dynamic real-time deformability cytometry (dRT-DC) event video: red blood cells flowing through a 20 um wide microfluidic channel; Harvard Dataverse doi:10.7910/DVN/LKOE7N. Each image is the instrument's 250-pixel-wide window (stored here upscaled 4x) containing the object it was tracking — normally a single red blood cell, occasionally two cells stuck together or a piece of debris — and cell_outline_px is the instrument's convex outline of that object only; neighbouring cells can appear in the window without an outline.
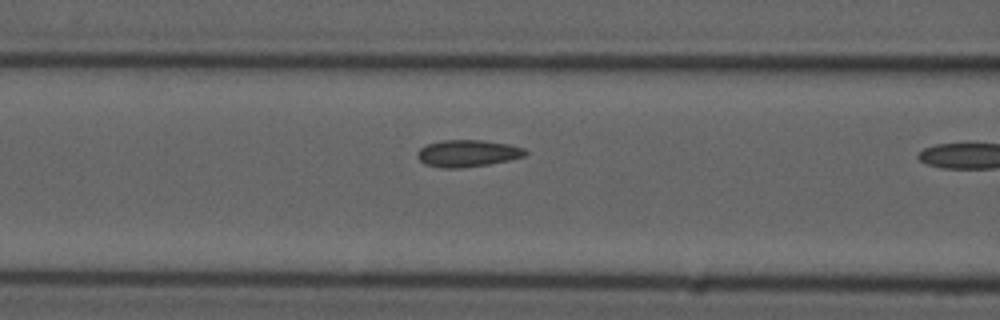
{"species": "common noctule bat (a hibernating species)", "species_latin": "Nyctalus noctula", "temperature_condition": "cold", "stored_images_in_passage": 10, "camera_frame_rate_fps": 3000, "um_per_image_px": 0.085, "animal": {"sex": "male", "forearm_length_mm": 52.5}, "frame": {"image": 1, "passage_image": 9, "time_ms": 2.667, "image_size_px": [1000, 320], "cell_outline_px": [[528, 152], [524, 156], [508, 160], [488, 164], [460, 168], [444, 168], [424, 164], [416, 156], [416, 152], [420, 148], [428, 144], [440, 140], [480, 140], [508, 144], [524, 148]], "centroid_in_image_um": [39.71, 13.03], "position_along_channel_um": 126.9, "area_um2": 16.88}}